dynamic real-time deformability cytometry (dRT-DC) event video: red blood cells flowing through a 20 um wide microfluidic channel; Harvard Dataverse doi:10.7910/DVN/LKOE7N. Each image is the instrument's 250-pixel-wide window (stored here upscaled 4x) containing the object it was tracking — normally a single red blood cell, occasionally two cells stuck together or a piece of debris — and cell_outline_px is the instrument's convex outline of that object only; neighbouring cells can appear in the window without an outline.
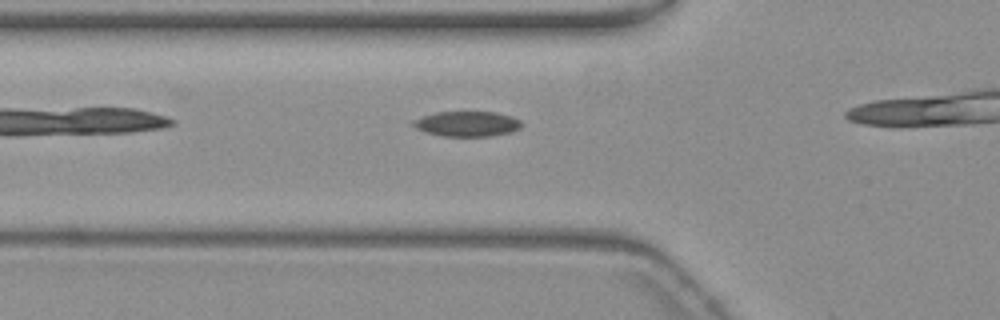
{"species": "common noctule bat (a hibernating species)", "species_latin": "Nyctalus noctula", "temperature_condition": "warm", "stored_images_in_passage": 7, "camera_frame_rate_fps": 3000, "um_per_image_px": 0.085, "animal": {"sex": "female", "body_mass_g": 19.3, "forearm_length_mm": 54.1}, "frame": {"image": 1, "passage_image": 2, "time_ms": 0.333, "image_size_px": [1000, 320], "cell_outline_px": [[520, 128], [512, 132], [492, 136], [440, 136], [424, 132], [408, 124], [412, 120], [436, 112], [496, 112], [512, 116], [520, 120]], "centroid_in_image_um": [39.66, 10.53], "position_along_channel_um": 86.1, "area_um2": 16.07}}
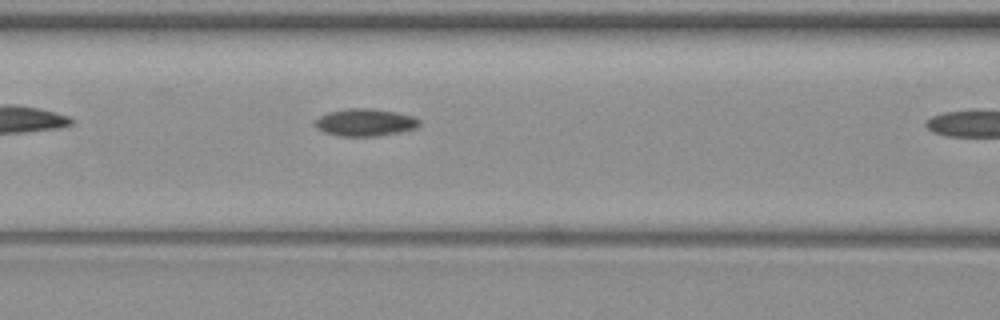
{"frame": {"image": 2, "passage_image": 6, "time_ms": 1.667, "image_size_px": [1000, 320], "cell_outline_px": [[420, 124], [416, 128], [400, 132], [380, 136], [340, 136], [324, 132], [316, 128], [312, 124], [312, 120], [328, 112], [348, 108], [372, 108], [396, 112], [416, 116], [420, 120]], "centroid_in_image_um": [31.02, 10.4], "position_along_channel_um": 135.6, "area_um2": 16.99}}